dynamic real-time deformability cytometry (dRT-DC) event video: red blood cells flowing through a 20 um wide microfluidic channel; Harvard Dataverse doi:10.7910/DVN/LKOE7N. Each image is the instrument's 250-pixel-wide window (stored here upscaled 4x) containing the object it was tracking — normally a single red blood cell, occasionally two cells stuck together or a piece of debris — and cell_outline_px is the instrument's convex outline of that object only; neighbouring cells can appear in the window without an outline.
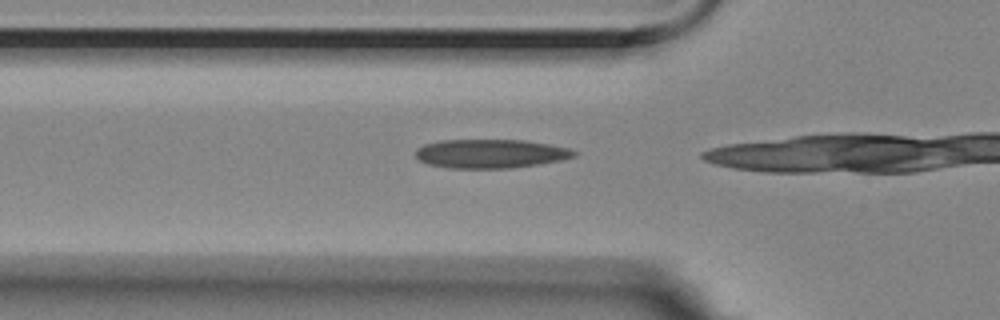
{"species": "Egyptian fruit bat (a non-hibernating species)", "species_latin": "Rousettus aegyptiacus", "temperature_condition": "room temperature", "stored_images_in_passage": 7, "camera_frame_rate_fps": 3000, "um_per_image_px": 0.085, "animal": {"sex": "female"}, "frame": {"image": 1, "passage_image": 2, "time_ms": 0.333, "image_size_px": [1000, 320], "cell_outline_px": [[580, 152], [576, 156], [560, 160], [540, 164], [512, 168], [448, 168], [428, 164], [420, 160], [416, 156], [416, 148], [424, 144], [440, 140], [524, 140], [548, 144], [568, 148]], "centroid_in_image_um": [41.71, 13.06], "position_along_channel_um": 84.1, "area_um2": 26.76}}
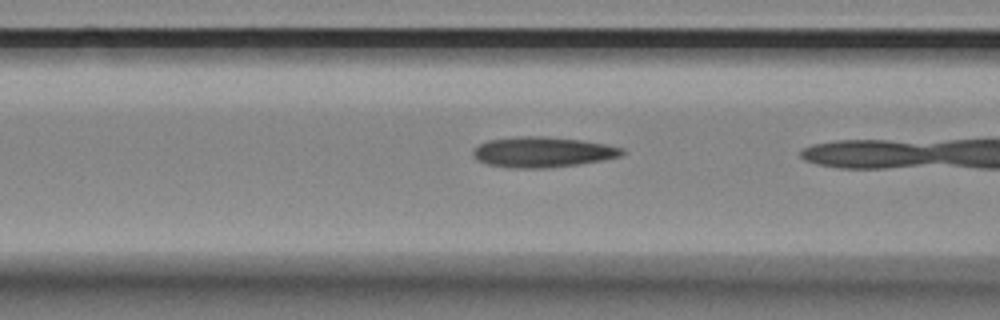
{"frame": {"image": 2, "passage_image": 5, "time_ms": 1.333, "image_size_px": [1000, 320], "cell_outline_px": [[624, 152], [620, 156], [604, 160], [580, 164], [548, 168], [508, 168], [488, 164], [472, 156], [472, 152], [480, 144], [488, 140], [520, 136], [544, 136], [584, 140], [624, 148]], "centroid_in_image_um": [46.14, 12.93], "position_along_channel_um": 120.5, "area_um2": 26.47}}